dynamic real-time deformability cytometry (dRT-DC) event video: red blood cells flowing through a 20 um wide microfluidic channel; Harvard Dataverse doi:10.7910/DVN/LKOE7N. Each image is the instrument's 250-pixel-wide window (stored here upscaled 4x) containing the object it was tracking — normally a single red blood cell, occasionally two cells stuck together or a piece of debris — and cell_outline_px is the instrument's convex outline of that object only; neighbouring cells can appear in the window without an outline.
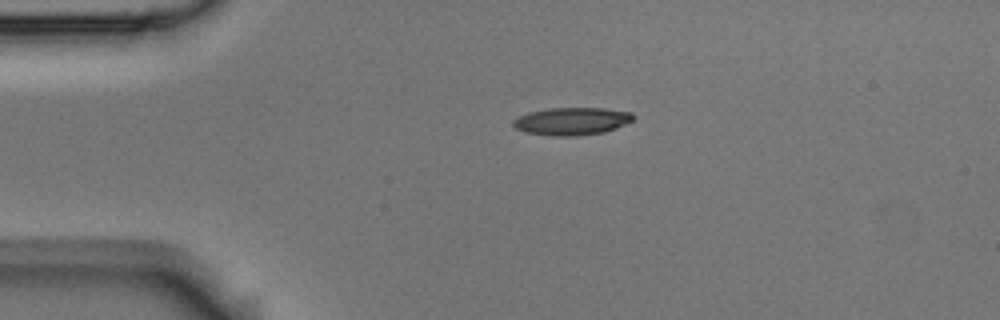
{"species": "Egyptian fruit bat (a non-hibernating species)", "species_latin": "Rousettus aegyptiacus", "temperature_condition": "room temperature", "stored_images_in_passage": 3, "camera_frame_rate_fps": 3000, "um_per_image_px": 0.085, "animal": {"sex": "male"}, "frame": {"image": 1, "passage_image": 1, "time_ms": 0.0, "image_size_px": [1000, 320], "cell_outline_px": [[636, 116], [632, 120], [616, 128], [604, 132], [576, 136], [552, 136], [524, 132], [516, 128], [512, 124], [512, 120], [528, 112], [552, 108], [604, 108], [632, 112]], "centroid_in_image_um": [48.6, 10.3], "position_along_channel_um": 36.4, "area_um2": 19.36}}